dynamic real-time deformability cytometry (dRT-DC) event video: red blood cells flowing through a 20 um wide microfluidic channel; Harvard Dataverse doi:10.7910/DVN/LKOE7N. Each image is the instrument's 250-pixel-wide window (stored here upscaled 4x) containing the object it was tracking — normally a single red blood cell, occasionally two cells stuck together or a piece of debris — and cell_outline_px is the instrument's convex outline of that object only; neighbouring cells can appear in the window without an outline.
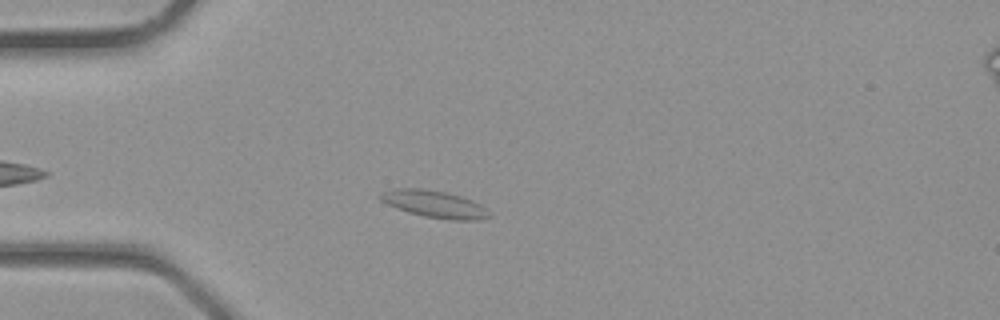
{"species": "common noctule bat (a hibernating species)", "species_latin": "Nyctalus noctula", "temperature_condition": "room temperature", "stored_images_in_passage": 3, "camera_frame_rate_fps": 3000, "um_per_image_px": 0.085, "animal": {"sex": "male", "body_mass_g": 23.1, "forearm_length_mm": 52.7}, "frame": {"image": 1, "passage_image": 3, "time_ms": 0.667, "image_size_px": [1000, 320], "cell_outline_px": [[492, 216], [480, 220], [452, 220], [424, 216], [408, 212], [388, 204], [380, 200], [376, 196], [380, 192], [392, 188], [420, 188], [444, 192], [460, 196], [472, 200], [488, 208]], "centroid_in_image_um": [36.93, 17.34], "position_along_channel_um": 48.1, "area_um2": 17.34}}